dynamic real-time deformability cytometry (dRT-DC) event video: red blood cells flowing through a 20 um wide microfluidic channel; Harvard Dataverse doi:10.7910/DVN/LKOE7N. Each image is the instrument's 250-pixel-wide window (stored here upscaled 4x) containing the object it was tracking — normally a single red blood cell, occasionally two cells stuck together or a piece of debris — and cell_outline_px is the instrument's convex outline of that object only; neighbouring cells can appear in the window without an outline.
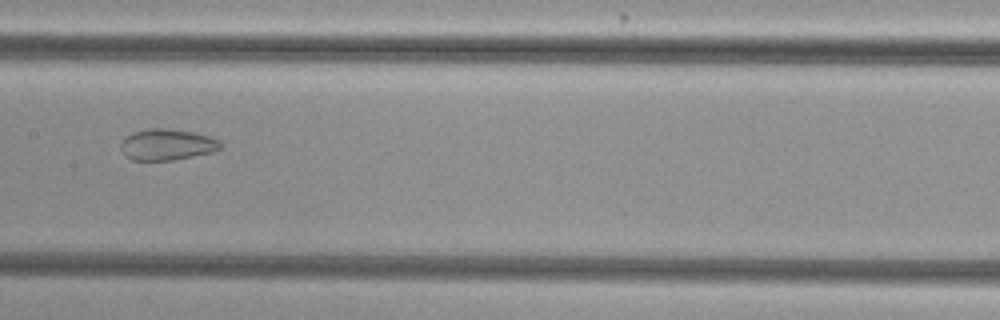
{"species": "common noctule bat (a hibernating species)", "species_latin": "Nyctalus noctula", "temperature_condition": "cold", "stored_images_in_passage": 56, "camera_frame_rate_fps": 3000, "um_per_image_px": 0.085, "animal": {"sex": "female", "body_mass_g": 29.2, "forearm_length_mm": 56.3}, "frame": {"image": 1, "passage_image": 29, "time_ms": 9.333, "image_size_px": [1000, 320], "cell_outline_px": [[220, 148], [216, 152], [172, 160], [132, 160], [124, 156], [120, 148], [120, 144], [124, 136], [132, 132], [148, 128], [164, 128], [192, 132], [208, 136], [220, 140]], "centroid_in_image_um": [14.15, 12.29], "position_along_channel_um": 193.2, "area_um2": 18.32}}
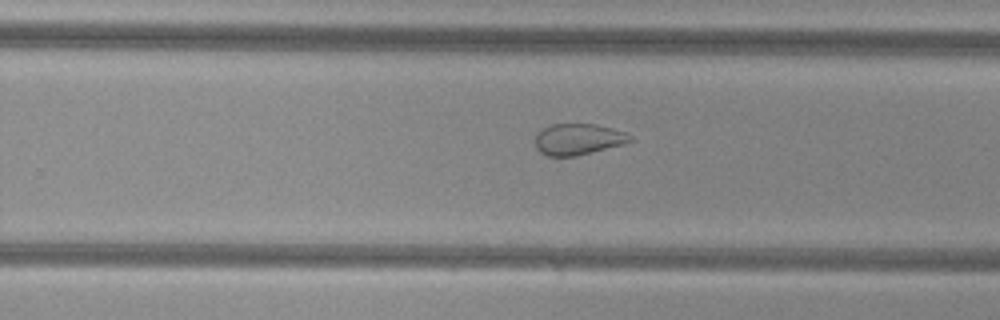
{"frame": {"image": 2, "passage_image": 36, "time_ms": 11.667, "image_size_px": [1000, 320], "cell_outline_px": [[632, 140], [624, 144], [576, 156], [548, 156], [540, 152], [536, 148], [536, 136], [544, 128], [552, 124], [596, 124], [612, 128], [624, 132], [632, 136]], "centroid_in_image_um": [49.16, 11.84], "position_along_channel_um": 280.6, "area_um2": 17.11}}
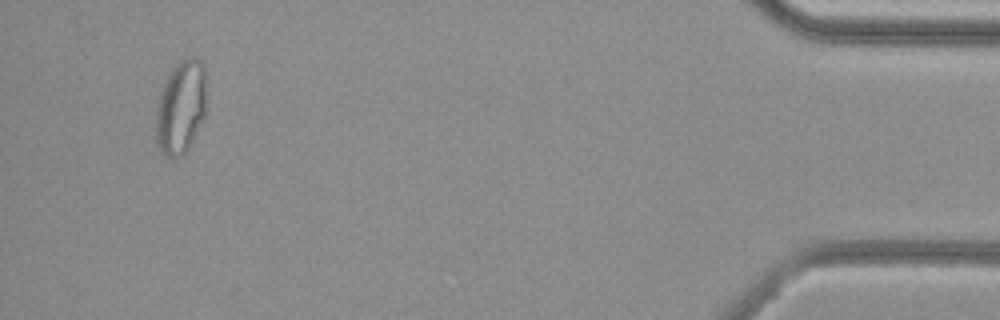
{"frame": {"image": 3, "passage_image": 53, "time_ms": 17.333, "image_size_px": [1000, 320], "cell_outline_px": [[208, 108], [184, 156], [176, 160], [172, 160], [160, 152], [156, 144], [156, 108], [164, 84], [172, 68], [184, 56], [192, 56], [200, 60], [204, 64], [208, 96]], "centroid_in_image_um": [15.41, 9.12], "position_along_channel_um": 419.8, "area_um2": 28.44}, "authors_computed_cell_mechanics": {"area_um2": 26.0678, "velocity_mm_per_s": 3.7624, "shape_relaxation_time_tau1_ms": null, "shape_relaxation_time_tau2_ms": 1.721, "deformation_change_tau1": null, "deformation_change_tau2": 0.0802}}